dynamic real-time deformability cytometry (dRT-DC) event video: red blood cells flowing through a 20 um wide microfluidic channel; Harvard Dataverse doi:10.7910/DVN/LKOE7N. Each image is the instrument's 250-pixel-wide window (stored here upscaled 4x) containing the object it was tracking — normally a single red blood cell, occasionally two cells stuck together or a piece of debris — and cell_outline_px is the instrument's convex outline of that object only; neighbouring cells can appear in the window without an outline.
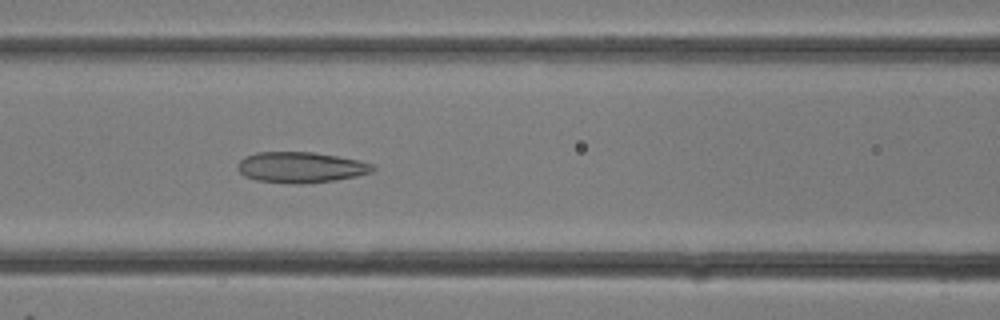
{"species": "common noctule bat (a hibernating species)", "species_latin": "Nyctalus noctula", "temperature_condition": "room temperature", "stored_images_in_passage": 12, "camera_frame_rate_fps": 3000, "um_per_image_px": 0.085, "animal": {"sex": "female"}, "frame": {"image": 1, "passage_image": 12, "time_ms": 3.667, "image_size_px": [1000, 320], "cell_outline_px": [[376, 168], [372, 172], [356, 176], [336, 180], [300, 184], [292, 184], [256, 180], [244, 176], [236, 168], [240, 160], [244, 156], [256, 152], [312, 152], [360, 160], [372, 164]], "centroid_in_image_um": [25.55, 14.22], "position_along_channel_um": 141.1, "area_um2": 24.33}}